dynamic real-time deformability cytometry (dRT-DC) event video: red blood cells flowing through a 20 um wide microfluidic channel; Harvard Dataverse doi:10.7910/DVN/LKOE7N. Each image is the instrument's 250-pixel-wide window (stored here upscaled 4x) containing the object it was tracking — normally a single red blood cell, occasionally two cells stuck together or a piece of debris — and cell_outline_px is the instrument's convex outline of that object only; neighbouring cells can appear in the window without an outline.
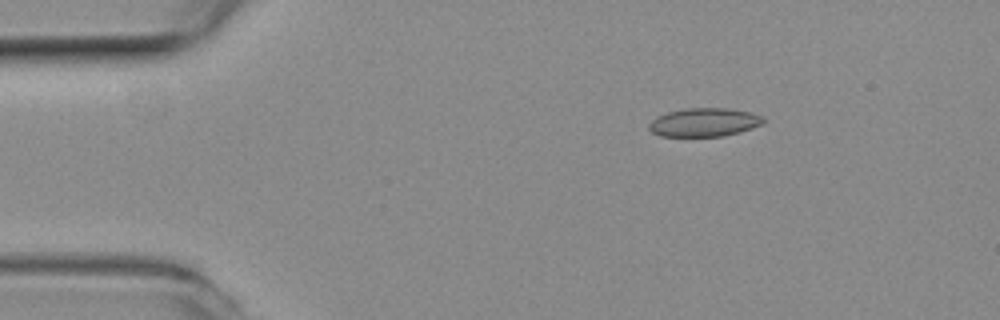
{"species": "common noctule bat (a hibernating species)", "species_latin": "Nyctalus noctula", "temperature_condition": "room temperature", "stored_images_in_passage": 49, "camera_frame_rate_fps": 3000, "um_per_image_px": 0.085, "animal": {"sex": "female", "body_mass_g": 19.3, "forearm_length_mm": 54.1}, "frame": {"image": 1, "passage_image": 2, "time_ms": 0.333, "image_size_px": [1000, 320], "cell_outline_px": [[768, 120], [764, 124], [740, 132], [724, 136], [660, 136], [652, 132], [648, 128], [648, 124], [656, 116], [668, 112], [688, 108], [724, 108], [748, 112], [764, 116]], "centroid_in_image_um": [59.89, 10.4], "position_along_channel_um": 25.1, "area_um2": 19.13}}
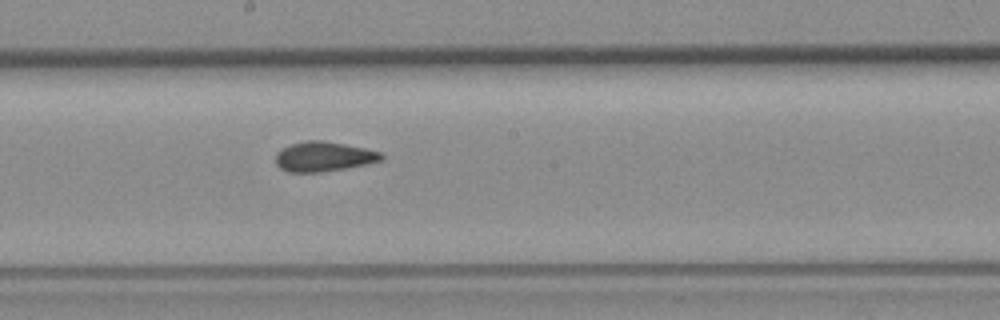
{"frame": {"image": 2, "passage_image": 23, "time_ms": 7.333, "image_size_px": [1000, 320], "cell_outline_px": [[384, 160], [368, 164], [320, 172], [288, 172], [280, 168], [276, 164], [276, 152], [292, 144], [308, 140], [320, 140], [344, 144], [364, 148], [380, 152], [384, 156]], "centroid_in_image_um": [27.52, 13.31], "position_along_channel_um": 220.7, "area_um2": 18.21}}
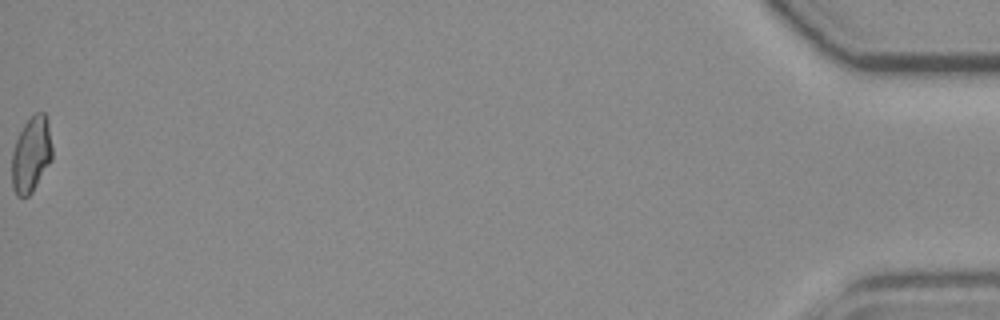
{"frame": {"image": 3, "passage_image": 49, "time_ms": 16.0, "image_size_px": [1000, 320], "cell_outline_px": [[52, 160], [32, 192], [28, 196], [16, 196], [12, 188], [12, 152], [16, 140], [24, 124], [36, 112], [44, 112], [48, 120], [52, 148]], "centroid_in_image_um": [2.66, 13.14], "position_along_channel_um": 432.5, "area_um2": 17.8}, "authors_computed_cell_mechanics": {"area_um2": 18.1492, "velocity_mm_per_s": 3.7151, "shape_relaxation_time_tau1_ms": null, "shape_relaxation_time_tau2_ms": 2.3129, "deformation_change_tau1": null, "deformation_change_tau2": 0.1005}}